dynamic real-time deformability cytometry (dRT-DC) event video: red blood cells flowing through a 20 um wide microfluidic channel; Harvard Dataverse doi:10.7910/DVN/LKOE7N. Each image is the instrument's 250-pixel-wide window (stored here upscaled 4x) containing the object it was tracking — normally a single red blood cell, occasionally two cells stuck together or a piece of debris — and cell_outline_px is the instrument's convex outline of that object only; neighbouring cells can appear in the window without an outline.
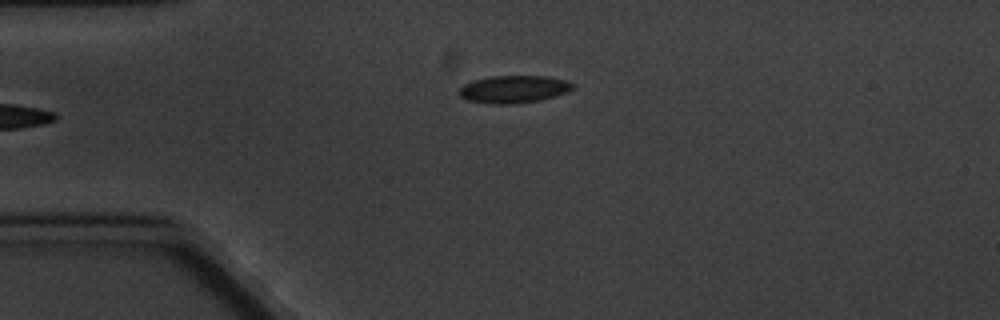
{"species": "common noctule bat (a hibernating species)", "species_latin": "Nyctalus noctula", "temperature_condition": "cold", "stored_images_in_passage": 5, "camera_frame_rate_fps": 3000, "um_per_image_px": 0.085, "animal": {"sex": "male", "body_mass_g": 20.1, "forearm_length_mm": 53.5}, "frame": {"image": 1, "passage_image": 5, "time_ms": 5.333, "image_size_px": [1000, 320], "cell_outline_px": [[572, 88], [564, 92], [540, 100], [516, 104], [488, 104], [468, 100], [460, 96], [460, 88], [464, 84], [472, 80], [488, 76], [544, 76], [564, 80], [572, 84]], "centroid_in_image_um": [43.58, 7.58], "position_along_channel_um": 41.4, "area_um2": 17.98}}